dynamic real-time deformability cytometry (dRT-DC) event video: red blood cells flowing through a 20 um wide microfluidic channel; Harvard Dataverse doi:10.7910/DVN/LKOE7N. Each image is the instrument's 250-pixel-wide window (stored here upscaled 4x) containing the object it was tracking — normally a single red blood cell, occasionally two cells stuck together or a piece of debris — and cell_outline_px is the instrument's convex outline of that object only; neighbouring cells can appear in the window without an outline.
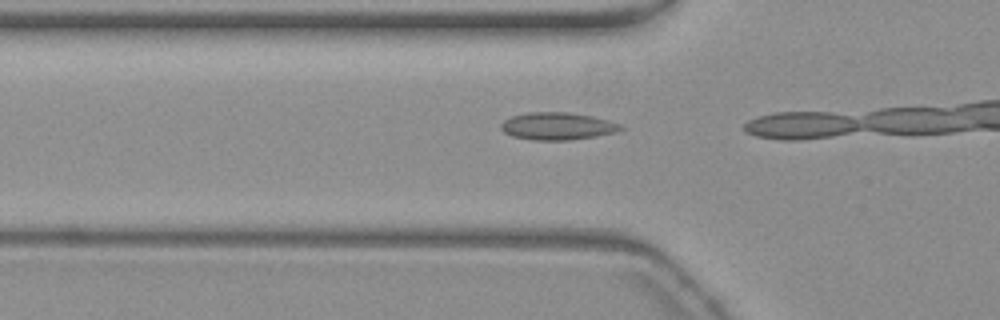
{"species": "common noctule bat (a hibernating species)", "species_latin": "Nyctalus noctula", "temperature_condition": "warm", "stored_images_in_passage": 12, "camera_frame_rate_fps": 3000, "um_per_image_px": 0.085, "animal": {"sex": "female", "body_mass_g": 19.3, "forearm_length_mm": 54.1}, "frame": {"image": 1, "passage_image": 11, "time_ms": 3.333, "image_size_px": [1000, 320], "cell_outline_px": [[624, 128], [616, 132], [572, 140], [532, 140], [512, 136], [504, 132], [500, 128], [500, 124], [504, 120], [512, 116], [528, 112], [568, 112], [592, 116], [608, 120], [620, 124]], "centroid_in_image_um": [47.36, 10.72], "position_along_channel_um": 78.4, "area_um2": 19.13}}